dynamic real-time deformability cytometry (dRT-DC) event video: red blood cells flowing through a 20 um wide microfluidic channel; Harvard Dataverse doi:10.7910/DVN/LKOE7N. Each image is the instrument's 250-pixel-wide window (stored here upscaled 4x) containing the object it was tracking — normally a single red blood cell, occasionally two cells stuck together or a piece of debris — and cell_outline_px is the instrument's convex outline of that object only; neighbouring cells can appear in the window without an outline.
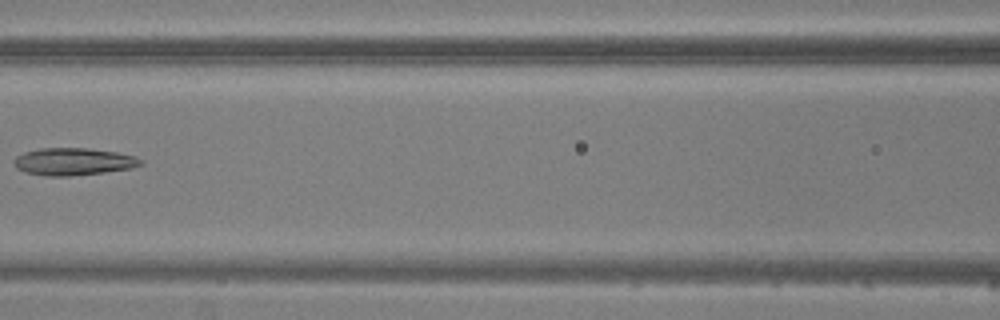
{"species": "common noctule bat (a hibernating species)", "species_latin": "Nyctalus noctula", "temperature_condition": "warm", "stored_images_in_passage": 7, "camera_frame_rate_fps": 3000, "um_per_image_px": 0.085, "animal": {"sex": "male", "body_mass_g": 20.5, "forearm_length_mm": 52.5}, "frame": {"image": 1, "passage_image": 7, "time_ms": 7.0, "image_size_px": [1000, 320], "cell_outline_px": [[144, 164], [132, 168], [104, 172], [68, 176], [44, 176], [24, 172], [16, 168], [12, 160], [16, 156], [24, 152], [40, 148], [88, 148], [116, 152], [136, 156], [144, 160]], "centroid_in_image_um": [6.24, 13.73], "position_along_channel_um": 160.4, "area_um2": 20.4}}